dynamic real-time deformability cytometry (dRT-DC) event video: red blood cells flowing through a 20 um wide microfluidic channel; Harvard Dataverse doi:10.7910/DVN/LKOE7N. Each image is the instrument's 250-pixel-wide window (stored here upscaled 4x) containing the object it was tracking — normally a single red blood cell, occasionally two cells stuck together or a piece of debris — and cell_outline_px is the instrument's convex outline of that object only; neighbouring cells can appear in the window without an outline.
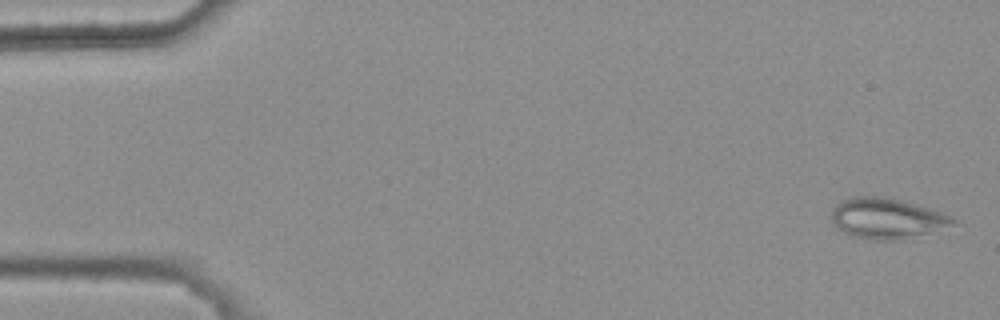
{"species": "common noctule bat (a hibernating species)", "species_latin": "Nyctalus noctula", "temperature_condition": "warm", "stored_images_in_passage": 5, "camera_frame_rate_fps": 3000, "um_per_image_px": 0.085, "animal": {"sex": "female", "body_mass_g": 25.1}, "frame": {"image": 1, "passage_image": 1, "time_ms": 0.0, "image_size_px": [1000, 320], "cell_outline_px": [[956, 224], [904, 240], [876, 240], [856, 236], [844, 232], [832, 220], [832, 208], [840, 200], [852, 196], [884, 196], [920, 204], [932, 208], [952, 216], [956, 220]], "centroid_in_image_um": [75.43, 18.54], "position_along_channel_um": 9.6, "area_um2": 28.9}}
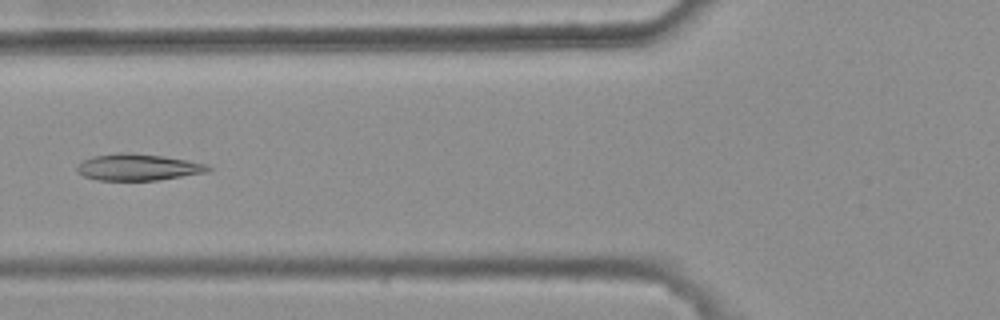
{"frame": {"image": 2, "passage_image": 5, "time_ms": 1.333, "image_size_px": [1000, 320], "cell_outline_px": [[212, 168], [208, 172], [156, 180], [96, 180], [84, 176], [76, 172], [76, 164], [92, 156], [120, 152], [124, 152], [160, 156], [208, 164]], "centroid_in_image_um": [11.67, 14.21], "position_along_channel_um": 114.1, "area_um2": 20.17}}